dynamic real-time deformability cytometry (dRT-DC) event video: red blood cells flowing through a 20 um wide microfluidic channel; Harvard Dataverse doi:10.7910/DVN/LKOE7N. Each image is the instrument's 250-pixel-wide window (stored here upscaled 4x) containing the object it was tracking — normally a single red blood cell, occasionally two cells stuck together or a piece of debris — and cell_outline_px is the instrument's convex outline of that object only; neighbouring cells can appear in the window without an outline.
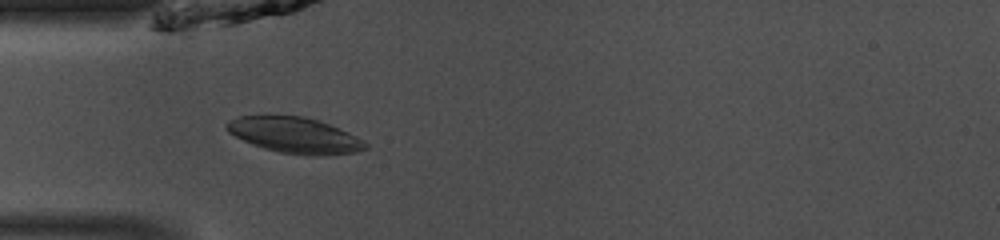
{"species": "common noctule bat (a hibernating species)", "species_latin": "Nyctalus noctula", "temperature_condition": "room temperature", "stored_images_in_passage": 48, "camera_frame_rate_fps": 3000, "um_per_image_px": 0.085, "animal": {"sex": "male", "body_mass_g": 13.0, "forearm_length_mm": 53.1}, "frame": {"image": 1, "passage_image": 14, "time_ms": 4.333, "image_size_px": [1000, 240], "cell_outline_px": [[368, 148], [356, 152], [324, 156], [308, 156], [280, 152], [264, 148], [252, 144], [228, 132], [224, 128], [224, 124], [228, 120], [240, 116], [304, 116], [320, 120], [340, 128], [364, 140], [368, 144]], "centroid_in_image_um": [25.08, 11.5], "position_along_channel_um": 59.9, "area_um2": 29.19}}
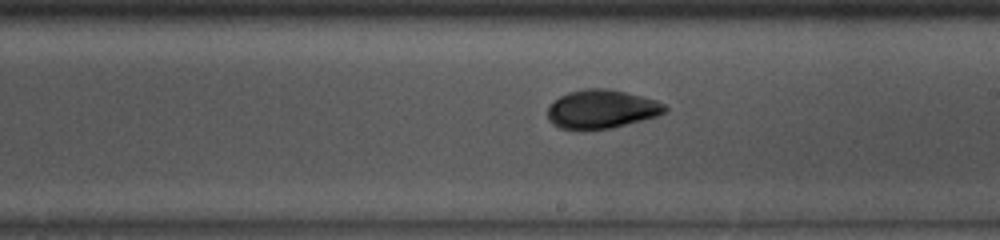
{"frame": {"image": 2, "passage_image": 27, "time_ms": 8.667, "image_size_px": [1000, 240], "cell_outline_px": [[668, 108], [664, 112], [656, 116], [608, 128], [584, 132], [560, 128], [552, 124], [548, 120], [548, 108], [560, 96], [568, 92], [584, 88], [608, 88], [656, 100], [664, 104]], "centroid_in_image_um": [51.07, 9.29], "position_along_channel_um": 237.9, "area_um2": 26.47}}
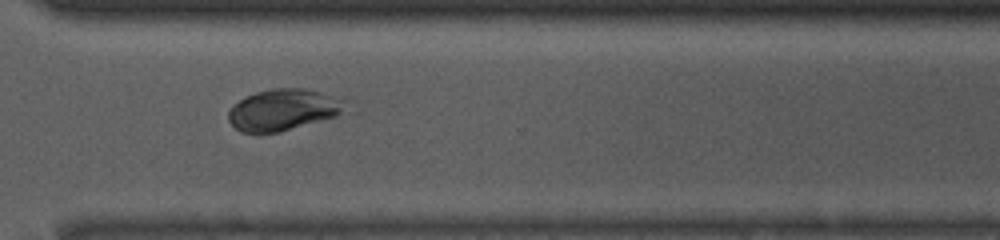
{"frame": {"image": 3, "passage_image": 35, "time_ms": 11.333, "image_size_px": [1000, 240], "cell_outline_px": [[356, 112], [280, 132], [240, 132], [228, 120], [228, 112], [232, 104], [256, 92], [272, 88], [300, 88], [320, 92], [348, 100]], "centroid_in_image_um": [24.26, 9.33], "position_along_channel_um": 346.3, "area_um2": 29.19}, "authors_computed_cell_mechanics": {"area_um2": 29.9982, "velocity_mm_per_s": 4.0828, "shape_relaxation_time_tau1_ms": 3.068, "shape_relaxation_time_tau2_ms": 0.4054, "deformation_change_tau1": 0.1106, "deformation_change_tau2": 0.0219}}